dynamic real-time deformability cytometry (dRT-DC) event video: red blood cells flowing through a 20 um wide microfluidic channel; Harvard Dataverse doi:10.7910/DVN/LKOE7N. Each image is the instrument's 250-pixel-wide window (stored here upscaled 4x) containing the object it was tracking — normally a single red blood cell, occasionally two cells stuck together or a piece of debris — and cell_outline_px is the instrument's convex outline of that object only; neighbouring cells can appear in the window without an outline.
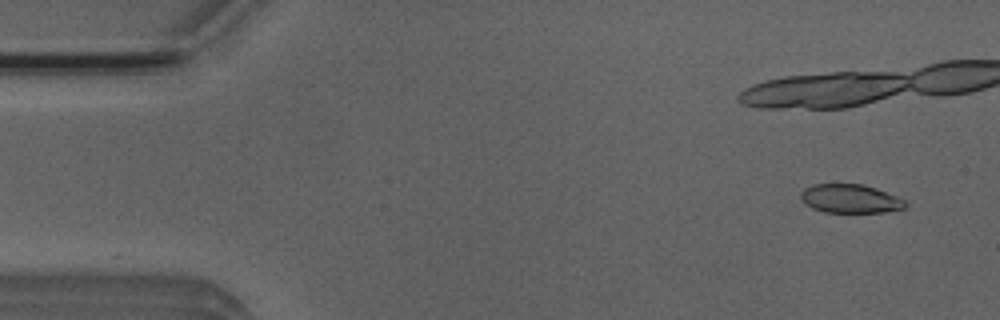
{"species": "Egyptian fruit bat (a non-hibernating species)", "species_latin": "Rousettus aegyptiacus", "temperature_condition": "room temperature", "stored_images_in_passage": 30, "camera_frame_rate_fps": 3000, "um_per_image_px": 0.085, "animal": {"sex": "male"}, "frame": {"image": 1, "passage_image": 1, "time_ms": 0.0, "image_size_px": [1000, 320], "cell_outline_px": [[908, 204], [904, 208], [884, 212], [824, 212], [812, 208], [804, 204], [800, 196], [800, 192], [804, 188], [812, 184], [860, 184], [876, 188], [896, 196], [904, 200]], "centroid_in_image_um": [72.23, 16.89], "position_along_channel_um": 12.8, "area_um2": 17.51}}
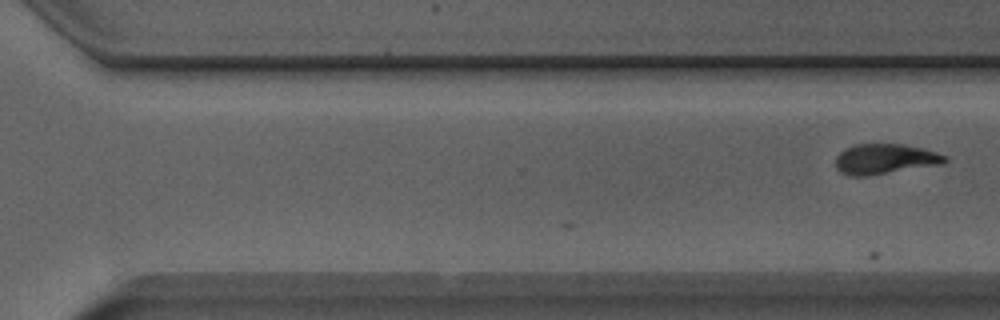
{"frame": {"image": 2, "passage_image": 30, "time_ms": 9.667, "image_size_px": [1000, 320], "cell_outline_px": [[948, 160], [944, 164], [864, 176], [848, 176], [840, 172], [836, 168], [836, 156], [840, 152], [852, 144], [900, 144], [920, 148], [936, 152], [948, 156]], "centroid_in_image_um": [75.21, 13.52], "position_along_channel_um": 295.4, "area_um2": 19.25}}